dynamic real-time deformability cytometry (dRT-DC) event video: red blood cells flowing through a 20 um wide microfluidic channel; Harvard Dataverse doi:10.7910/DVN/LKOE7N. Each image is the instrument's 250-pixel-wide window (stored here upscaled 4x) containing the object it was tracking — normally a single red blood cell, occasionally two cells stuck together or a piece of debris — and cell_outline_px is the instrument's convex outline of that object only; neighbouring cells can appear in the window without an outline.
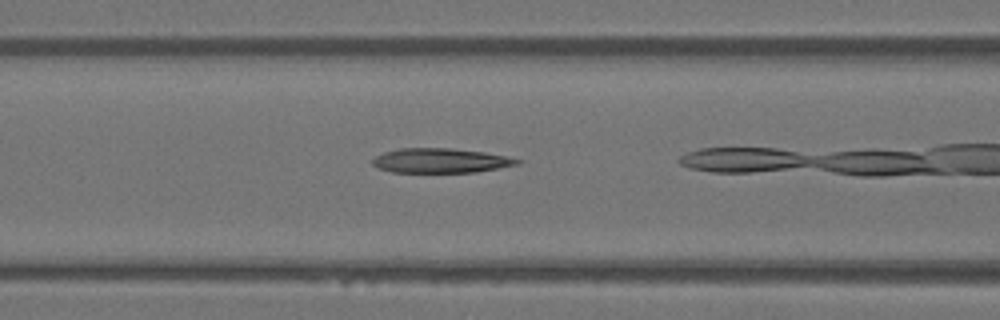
{"species": "Egyptian fruit bat (a non-hibernating species)", "species_latin": "Rousettus aegyptiacus", "temperature_condition": "warm", "stored_images_in_passage": 25, "camera_frame_rate_fps": 3000, "um_per_image_px": 0.085, "animal": {"sex": "female"}, "frame": {"image": 1, "passage_image": 15, "time_ms": 4.667, "image_size_px": [1000, 320], "cell_outline_px": [[520, 164], [476, 172], [392, 172], [380, 168], [372, 164], [372, 160], [376, 156], [384, 152], [400, 148], [452, 148], [484, 152], [504, 156], [520, 160]], "centroid_in_image_um": [37.43, 13.65], "position_along_channel_um": 129.2, "area_um2": 20.52}}
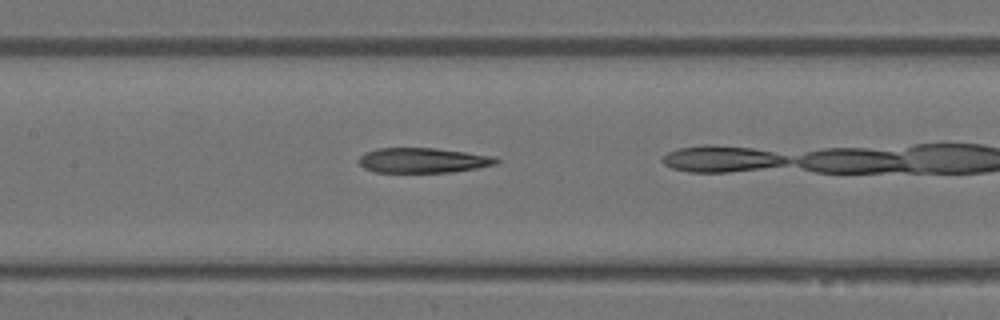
{"frame": {"image": 2, "passage_image": 18, "time_ms": 5.667, "image_size_px": [1000, 320], "cell_outline_px": [[500, 160], [496, 164], [476, 168], [452, 172], [376, 172], [364, 168], [356, 160], [364, 152], [376, 148], [436, 148], [496, 156]], "centroid_in_image_um": [35.94, 13.62], "position_along_channel_um": 171.5, "area_um2": 20.17}}